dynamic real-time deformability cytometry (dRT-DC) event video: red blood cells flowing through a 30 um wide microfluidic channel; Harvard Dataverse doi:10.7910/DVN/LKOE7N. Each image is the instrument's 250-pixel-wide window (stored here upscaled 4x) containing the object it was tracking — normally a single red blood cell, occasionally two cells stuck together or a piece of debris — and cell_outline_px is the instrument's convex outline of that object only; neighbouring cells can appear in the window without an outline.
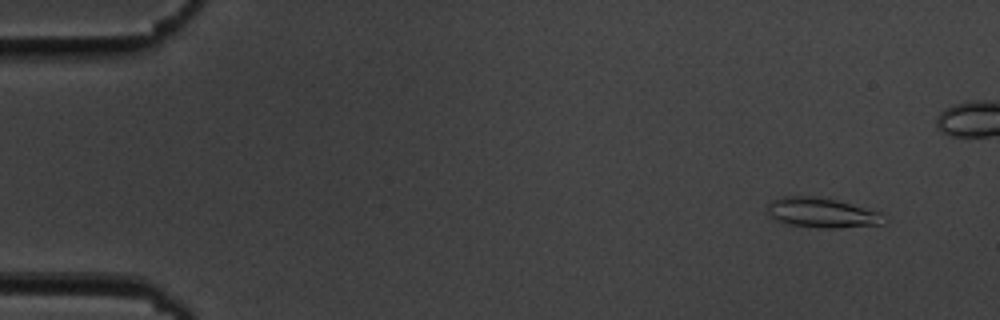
{"species": "common noctule bat (a hibernating species)", "species_latin": "Nyctalus noctula", "temperature_condition": "cold", "stored_images_in_passage": 48, "camera_frame_rate_fps": 3000, "um_per_image_px": 0.085, "animal": {"sex": "male", "body_mass_g": 19.5, "forearm_length_mm": 54.6}, "frame": {"image": 1, "passage_image": 4, "time_ms": 1.0, "image_size_px": [1000, 320], "cell_outline_px": [[888, 220], [884, 224], [836, 228], [820, 228], [788, 224], [776, 220], [768, 216], [768, 204], [772, 200], [780, 196], [816, 196], [836, 200], [880, 212]], "centroid_in_image_um": [69.86, 18.09], "position_along_channel_um": 15.1, "area_um2": 20.4}}
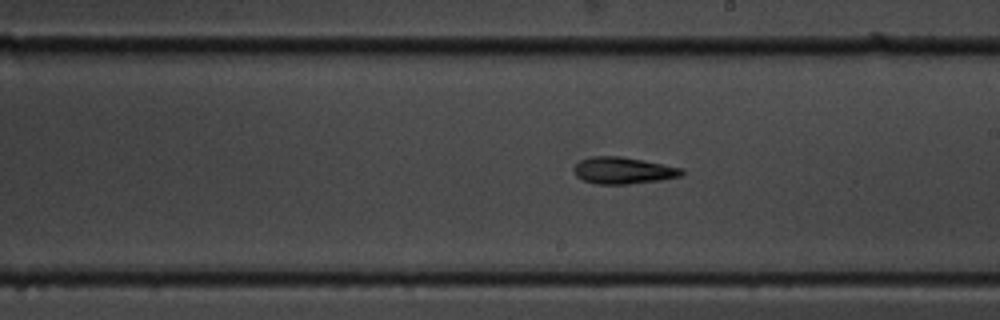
{"frame": {"image": 2, "passage_image": 31, "time_ms": 10.0, "image_size_px": [1000, 320], "cell_outline_px": [[684, 172], [680, 176], [660, 180], [628, 184], [596, 184], [584, 180], [576, 176], [572, 168], [580, 160], [592, 156], [620, 156], [644, 160], [684, 168]], "centroid_in_image_um": [52.97, 14.48], "position_along_channel_um": 236.0, "area_um2": 16.88}}
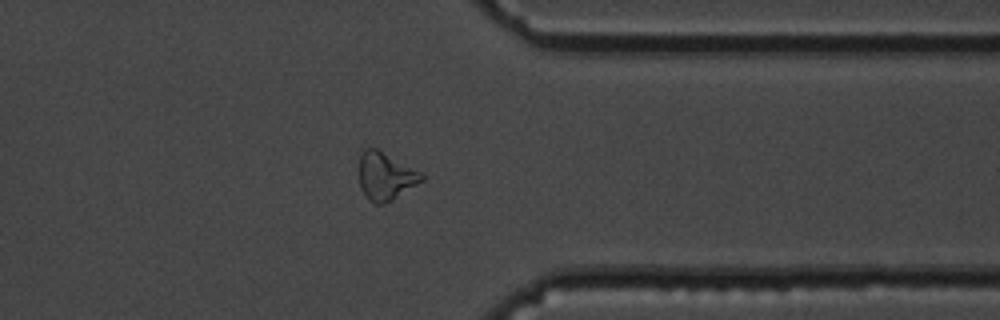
{"frame": {"image": 3, "passage_image": 43, "time_ms": 14.0, "image_size_px": [1000, 320], "cell_outline_px": [[424, 180], [384, 204], [376, 204], [360, 188], [360, 156], [364, 148], [376, 148], [420, 172], [424, 176]], "centroid_in_image_um": [32.76, 14.96], "position_along_channel_um": 378.6, "area_um2": 16.82}}